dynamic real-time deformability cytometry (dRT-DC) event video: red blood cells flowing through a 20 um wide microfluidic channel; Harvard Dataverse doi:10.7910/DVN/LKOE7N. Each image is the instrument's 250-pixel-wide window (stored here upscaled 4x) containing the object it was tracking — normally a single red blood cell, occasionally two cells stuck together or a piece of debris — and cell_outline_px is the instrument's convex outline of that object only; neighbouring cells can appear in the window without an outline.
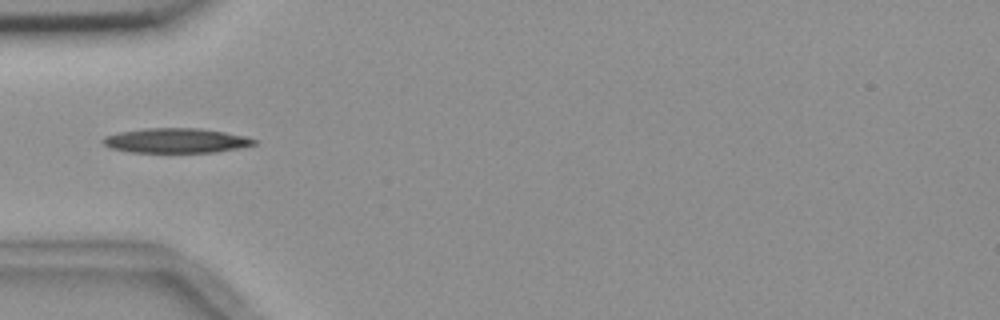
{"species": "common noctule bat (a hibernating species)", "species_latin": "Nyctalus noctula", "temperature_condition": "room temperature", "stored_images_in_passage": 5, "camera_frame_rate_fps": 3000, "um_per_image_px": 0.085, "animal": {"sex": "female", "body_mass_g": 18.4}, "frame": {"image": 1, "passage_image": 5, "time_ms": 4.667, "image_size_px": [1000, 320], "cell_outline_px": [[256, 144], [216, 152], [132, 152], [112, 148], [104, 144], [100, 140], [104, 136], [120, 132], [144, 128], [200, 128], [224, 132], [244, 136], [256, 140]], "centroid_in_image_um": [14.93, 11.94], "position_along_channel_um": 70.1, "area_um2": 21.56}}